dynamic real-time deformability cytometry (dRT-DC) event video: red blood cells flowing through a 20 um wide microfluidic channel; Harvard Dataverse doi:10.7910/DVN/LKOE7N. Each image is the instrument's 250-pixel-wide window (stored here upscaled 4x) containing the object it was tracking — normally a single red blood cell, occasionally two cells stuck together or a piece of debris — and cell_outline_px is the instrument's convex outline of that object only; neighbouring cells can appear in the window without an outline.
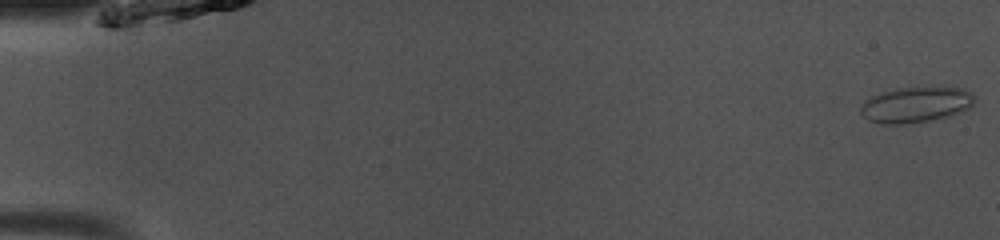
{"species": "common noctule bat (a hibernating species)", "species_latin": "Nyctalus noctula", "temperature_condition": "room temperature", "stored_images_in_passage": 49, "camera_frame_rate_fps": 3000, "um_per_image_px": 0.085, "animal": {"sex": "male", "body_mass_g": 13.0, "forearm_length_mm": 53.1}, "frame": {"image": 1, "passage_image": 1, "time_ms": 0.0, "image_size_px": [1000, 240], "cell_outline_px": [[976, 100], [968, 108], [960, 112], [948, 116], [928, 120], [904, 124], [884, 124], [868, 120], [860, 112], [860, 108], [864, 100], [880, 92], [900, 88], [964, 88], [972, 92], [976, 96]], "centroid_in_image_um": [77.84, 8.9], "position_along_channel_um": 7.2, "area_um2": 23.47}}
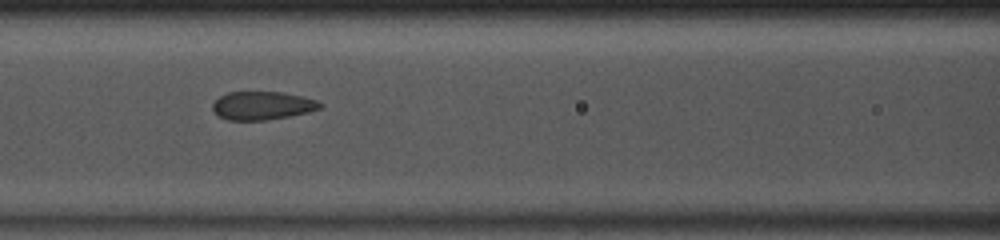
{"frame": {"image": 2, "passage_image": 22, "time_ms": 7.0, "image_size_px": [1000, 240], "cell_outline_px": [[324, 104], [320, 108], [308, 112], [288, 116], [264, 120], [228, 120], [220, 116], [212, 108], [212, 104], [220, 96], [228, 92], [280, 92], [300, 96], [316, 100]], "centroid_in_image_um": [22.29, 8.97], "position_along_channel_um": 144.3, "area_um2": 17.46}}
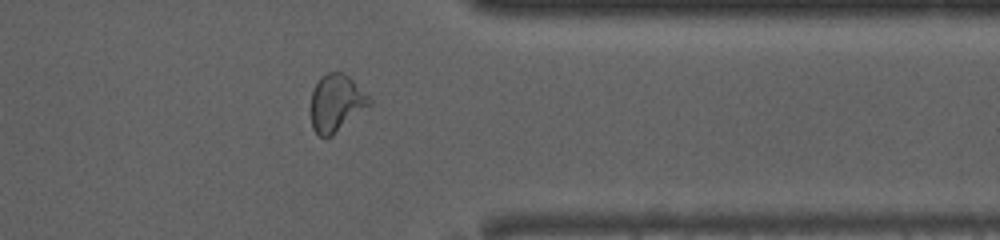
{"frame": {"image": 3, "passage_image": 40, "time_ms": 13.0, "image_size_px": [1000, 240], "cell_outline_px": [[372, 104], [332, 136], [320, 136], [312, 128], [312, 92], [320, 76], [328, 72], [344, 72], [372, 100]], "centroid_in_image_um": [28.59, 8.75], "position_along_channel_um": 382.8, "area_um2": 19.25}, "authors_computed_cell_mechanics": {"area_um2": 19.363, "velocity_mm_per_s": 4.0638, "shape_relaxation_time_tau1_ms": 10.2341, "shape_relaxation_time_tau2_ms": 0.8427, "deformation_change_tau1": 0.1981, "deformation_change_tau2": 0.0469}}